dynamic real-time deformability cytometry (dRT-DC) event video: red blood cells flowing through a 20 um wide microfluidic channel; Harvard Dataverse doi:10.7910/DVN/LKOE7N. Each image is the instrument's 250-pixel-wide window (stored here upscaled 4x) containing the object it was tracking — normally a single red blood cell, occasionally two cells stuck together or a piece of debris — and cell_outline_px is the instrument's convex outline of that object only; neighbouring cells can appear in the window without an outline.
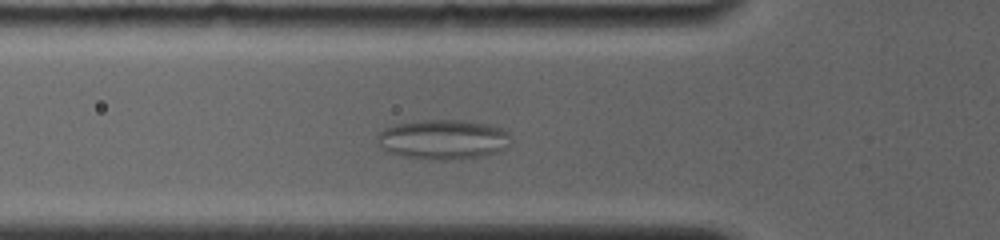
{"species": "common noctule bat (a hibernating species)", "species_latin": "Nyctalus noctula", "temperature_condition": "room temperature", "stored_images_in_passage": 60, "camera_frame_rate_fps": 4000, "um_per_image_px": 0.085, "animal": {"sex": "female", "body_mass_g": 19.0, "forearm_length_mm": 56.7}, "frame": {"image": 1, "passage_image": 15, "time_ms": 3.5, "image_size_px": [1000, 240], "cell_outline_px": [[508, 148], [500, 152], [480, 156], [444, 160], [400, 156], [388, 152], [380, 148], [376, 144], [376, 136], [384, 128], [396, 124], [424, 120], [464, 120], [488, 124], [500, 128], [508, 132]], "centroid_in_image_um": [37.62, 11.85], "position_along_channel_um": 88.2, "area_um2": 30.98}}
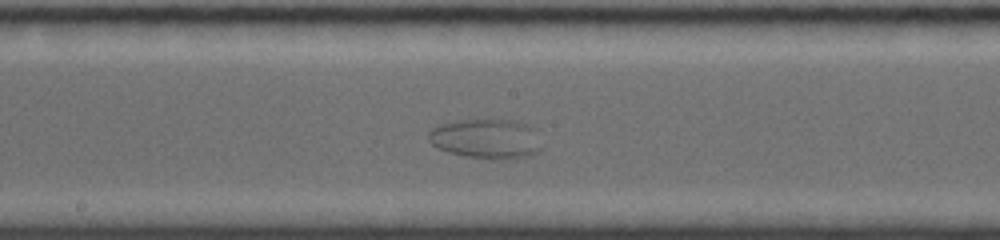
{"frame": {"image": 2, "passage_image": 29, "time_ms": 7.0, "image_size_px": [1000, 240], "cell_outline_px": [[540, 148], [532, 156], [468, 156], [448, 152], [436, 148], [428, 140], [428, 132], [432, 128], [440, 124], [460, 120], [516, 120], [532, 124], [536, 128]], "centroid_in_image_um": [41.31, 11.73], "position_along_channel_um": 206.9, "area_um2": 25.55}}
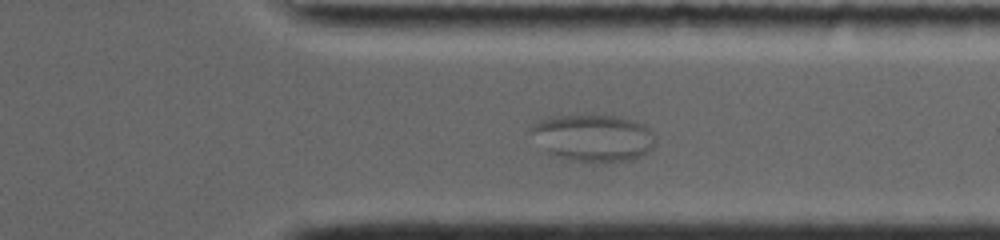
{"frame": {"image": 3, "passage_image": 47, "time_ms": 11.5, "image_size_px": [1000, 240], "cell_outline_px": [[656, 140], [652, 148], [648, 152], [624, 160], [572, 160], [556, 156], [548, 152], [544, 148], [532, 128], [540, 120], [560, 116], [616, 116], [632, 120], [644, 124], [652, 132]], "centroid_in_image_um": [50.51, 11.69], "position_along_channel_um": 360.9, "area_um2": 32.43}}